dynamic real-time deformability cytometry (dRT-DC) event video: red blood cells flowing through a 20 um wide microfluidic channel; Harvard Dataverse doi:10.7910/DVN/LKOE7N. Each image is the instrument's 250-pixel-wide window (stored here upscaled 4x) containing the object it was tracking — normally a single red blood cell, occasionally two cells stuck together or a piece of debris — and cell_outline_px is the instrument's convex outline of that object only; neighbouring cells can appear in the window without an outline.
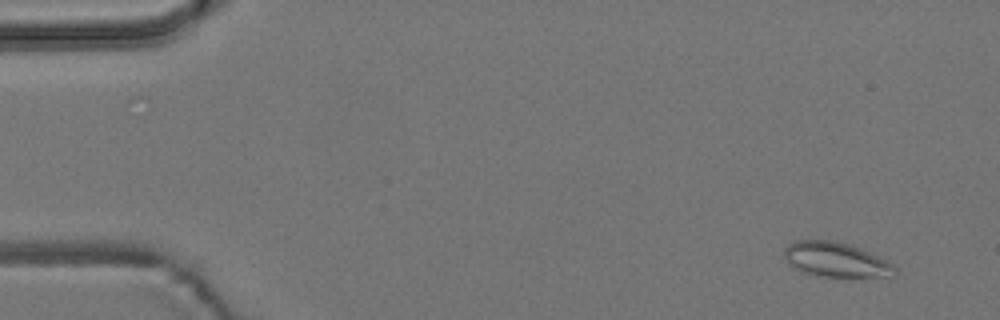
{"species": "common noctule bat (a hibernating species)", "species_latin": "Nyctalus noctula", "temperature_condition": "room temperature", "stored_images_in_passage": 5, "camera_frame_rate_fps": 3000, "um_per_image_px": 0.085, "animal": {"sex": "male", "body_mass_g": 19.2, "forearm_length_mm": 51.8}, "frame": {"image": 1, "passage_image": 2, "time_ms": 0.333, "image_size_px": [1000, 320], "cell_outline_px": [[896, 272], [888, 276], [816, 276], [800, 272], [792, 268], [788, 264], [784, 256], [784, 248], [788, 244], [796, 240], [836, 240], [860, 248], [888, 260], [896, 268]], "centroid_in_image_um": [70.98, 22.06], "position_along_channel_um": 14.0, "area_um2": 22.48}}